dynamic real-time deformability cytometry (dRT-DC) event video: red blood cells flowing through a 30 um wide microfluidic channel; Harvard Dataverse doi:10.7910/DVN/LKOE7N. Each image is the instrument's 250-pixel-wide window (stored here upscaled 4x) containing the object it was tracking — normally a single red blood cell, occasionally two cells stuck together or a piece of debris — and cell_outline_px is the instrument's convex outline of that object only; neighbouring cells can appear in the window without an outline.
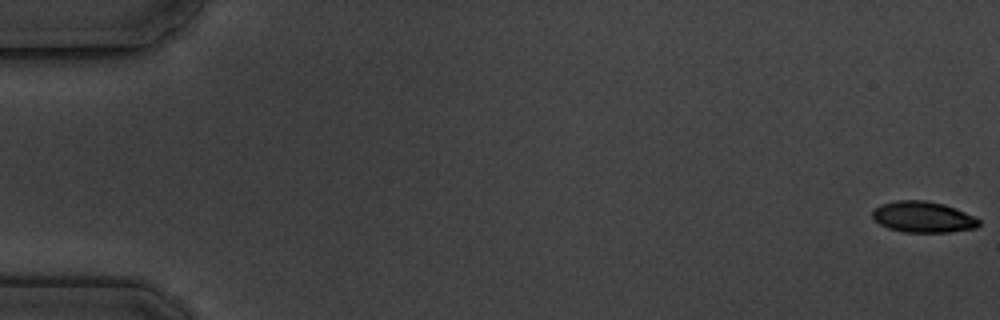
{"species": "common noctule bat (a hibernating species)", "species_latin": "Nyctalus noctula", "temperature_condition": "cold", "stored_images_in_passage": 7, "camera_frame_rate_fps": 3000, "um_per_image_px": 0.085, "animal": {"sex": "male", "body_mass_g": 19.5, "forearm_length_mm": 54.6}, "frame": {"image": 1, "passage_image": 1, "time_ms": 0.0, "image_size_px": [1000, 320], "cell_outline_px": [[980, 224], [976, 228], [948, 232], [904, 232], [888, 228], [880, 224], [872, 216], [872, 212], [880, 204], [896, 200], [924, 200], [944, 204], [956, 208], [980, 220]], "centroid_in_image_um": [78.45, 18.44], "position_along_channel_um": 6.5, "area_um2": 19.19}}
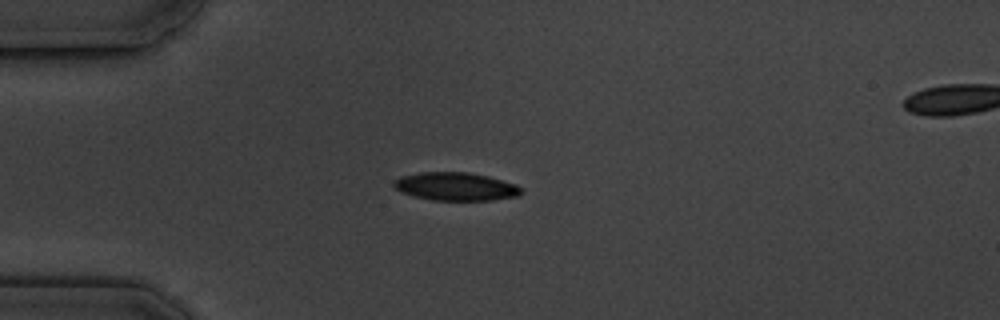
{"frame": {"image": 2, "passage_image": 5, "time_ms": 5.0, "image_size_px": [1000, 320], "cell_outline_px": [[524, 192], [520, 196], [492, 200], [432, 200], [416, 196], [404, 192], [396, 188], [392, 184], [392, 180], [400, 176], [420, 172], [468, 172], [488, 176], [516, 184], [524, 188]], "centroid_in_image_um": [38.79, 15.85], "position_along_channel_um": 46.2, "area_um2": 21.04}}